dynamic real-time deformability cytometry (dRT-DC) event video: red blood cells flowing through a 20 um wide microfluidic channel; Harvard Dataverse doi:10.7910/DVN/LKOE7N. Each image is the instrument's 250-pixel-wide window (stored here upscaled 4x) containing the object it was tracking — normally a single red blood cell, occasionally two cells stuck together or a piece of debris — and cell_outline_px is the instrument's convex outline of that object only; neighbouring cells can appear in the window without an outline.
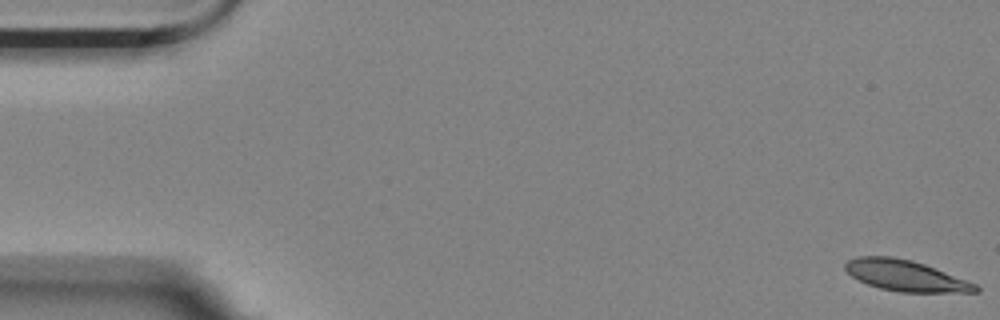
{"species": "Egyptian fruit bat (a non-hibernating species)", "species_latin": "Rousettus aegyptiacus", "temperature_condition": "room temperature", "stored_images_in_passage": 58, "segment_of_instrument_passage": [1, 2], "camera_frame_rate_fps": 3000, "um_per_image_px": 0.085, "animal": {"sex": "female"}, "frame": {"image": 1, "passage_image": 1, "time_ms": 0.0, "image_size_px": [1000, 320], "cell_outline_px": [[980, 292], [900, 292], [880, 288], [868, 284], [852, 276], [844, 268], [844, 264], [848, 260], [856, 256], [892, 256], [912, 260], [924, 264], [976, 284], [980, 288]], "centroid_in_image_um": [76.96, 23.42], "position_along_channel_um": 8.0, "area_um2": 23.29}}
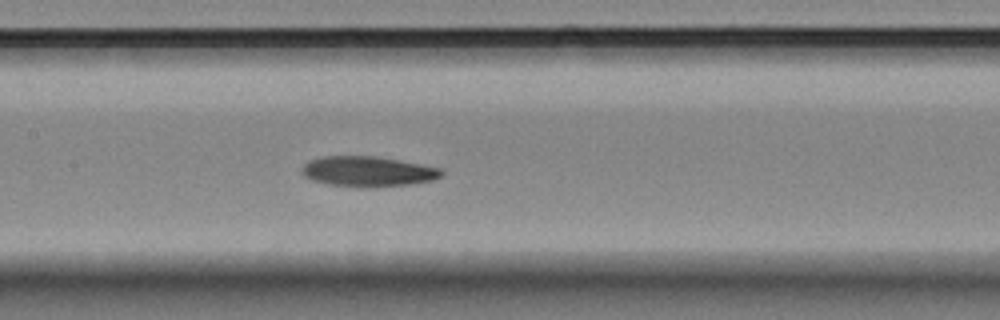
{"frame": {"image": 2, "passage_image": 27, "time_ms": 8.667, "image_size_px": [1000, 320], "cell_outline_px": [[444, 176], [432, 180], [408, 184], [328, 184], [312, 180], [304, 176], [300, 172], [300, 168], [308, 160], [320, 156], [376, 156], [400, 160], [440, 168], [444, 172]], "centroid_in_image_um": [31.23, 14.51], "position_along_channel_um": 176.2, "area_um2": 23.7}}
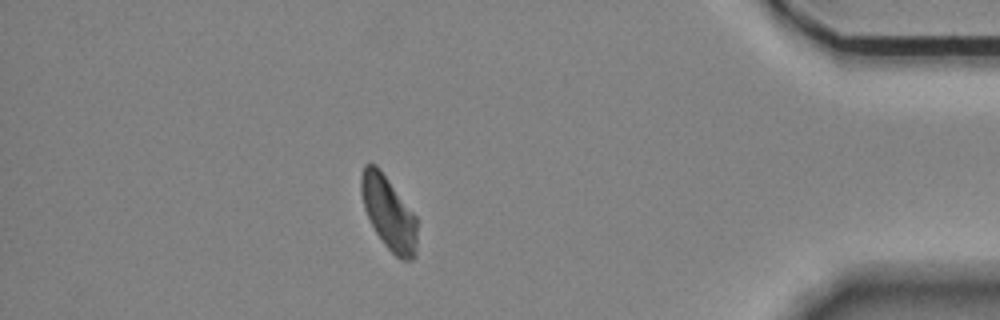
{"frame": {"image": 3, "passage_image": 50, "time_ms": 16.333, "image_size_px": [1000, 320], "cell_outline_px": [[416, 256], [412, 260], [400, 260], [384, 244], [376, 232], [364, 208], [360, 192], [360, 176], [364, 164], [376, 164], [380, 168], [416, 216]], "centroid_in_image_um": [33.02, 18.08], "position_along_channel_um": 402.2, "area_um2": 23.87}}